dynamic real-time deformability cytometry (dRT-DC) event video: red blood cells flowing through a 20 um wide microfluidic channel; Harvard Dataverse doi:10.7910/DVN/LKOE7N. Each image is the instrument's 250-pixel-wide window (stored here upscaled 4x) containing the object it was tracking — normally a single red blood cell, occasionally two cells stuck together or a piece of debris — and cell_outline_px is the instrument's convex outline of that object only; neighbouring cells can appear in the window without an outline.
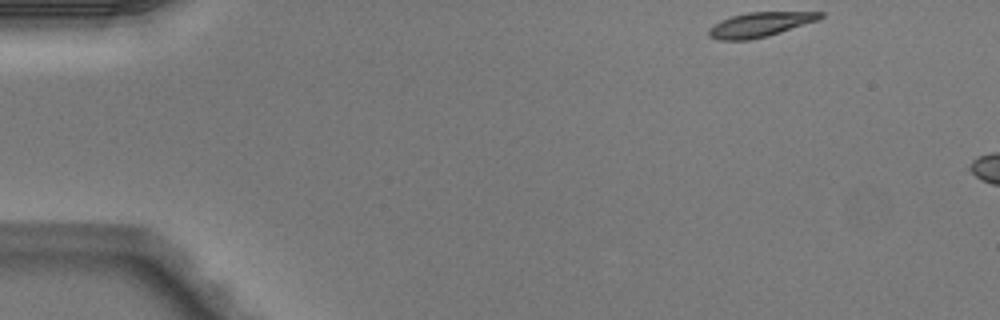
{"species": "Egyptian fruit bat (a non-hibernating species)", "species_latin": "Rousettus aegyptiacus", "temperature_condition": "warm", "stored_images_in_passage": 3, "camera_frame_rate_fps": 3000, "um_per_image_px": 0.085, "animal": {"sex": "male"}, "frame": {"image": 1, "passage_image": 1, "time_ms": 0.0, "image_size_px": [1000, 320], "cell_outline_px": [[824, 16], [816, 20], [768, 36], [748, 40], [716, 40], [708, 36], [708, 28], [720, 20], [732, 16], [748, 12], [824, 12]], "centroid_in_image_um": [64.53, 2.09], "position_along_channel_um": 20.5, "area_um2": 15.84}}